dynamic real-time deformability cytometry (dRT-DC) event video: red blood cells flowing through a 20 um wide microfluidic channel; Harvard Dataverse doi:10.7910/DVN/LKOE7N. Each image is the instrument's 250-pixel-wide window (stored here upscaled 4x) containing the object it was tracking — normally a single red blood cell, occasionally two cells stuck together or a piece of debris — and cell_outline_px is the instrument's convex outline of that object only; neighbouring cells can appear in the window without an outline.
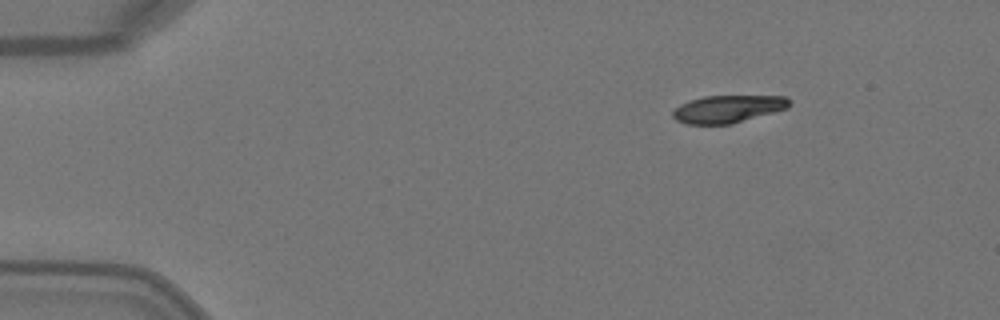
{"species": "Egyptian fruit bat (a non-hibernating species)", "species_latin": "Rousettus aegyptiacus", "temperature_condition": "warm", "stored_images_in_passage": 3, "camera_frame_rate_fps": 3000, "um_per_image_px": 0.085, "animal": {"sex": "female"}, "frame": {"image": 1, "passage_image": 1, "time_ms": 0.0, "image_size_px": [1000, 320], "cell_outline_px": [[792, 100], [788, 108], [732, 124], [684, 124], [676, 120], [672, 116], [672, 112], [680, 104], [704, 96], [784, 96]], "centroid_in_image_um": [61.88, 9.26], "position_along_channel_um": 23.1, "area_um2": 18.67}}
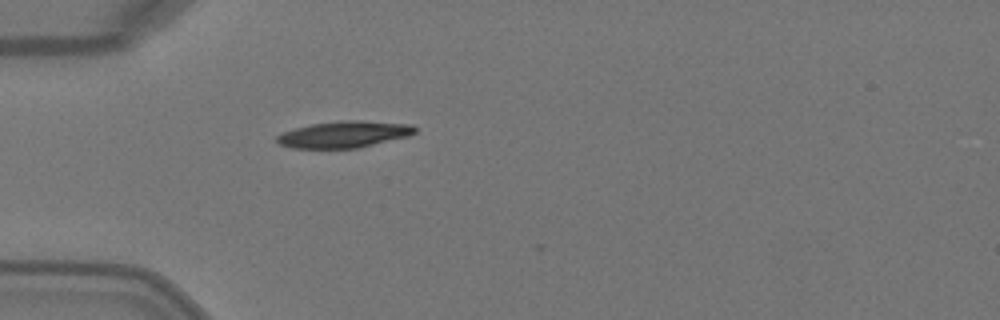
{"frame": {"image": 2, "passage_image": 3, "time_ms": 0.667, "image_size_px": [1000, 320], "cell_outline_px": [[416, 132], [408, 136], [360, 148], [292, 148], [280, 144], [276, 140], [276, 136], [284, 132], [296, 128], [312, 124], [344, 120], [360, 120], [412, 124], [416, 128]], "centroid_in_image_um": [29.28, 11.42], "position_along_channel_um": 55.7, "area_um2": 21.33}}